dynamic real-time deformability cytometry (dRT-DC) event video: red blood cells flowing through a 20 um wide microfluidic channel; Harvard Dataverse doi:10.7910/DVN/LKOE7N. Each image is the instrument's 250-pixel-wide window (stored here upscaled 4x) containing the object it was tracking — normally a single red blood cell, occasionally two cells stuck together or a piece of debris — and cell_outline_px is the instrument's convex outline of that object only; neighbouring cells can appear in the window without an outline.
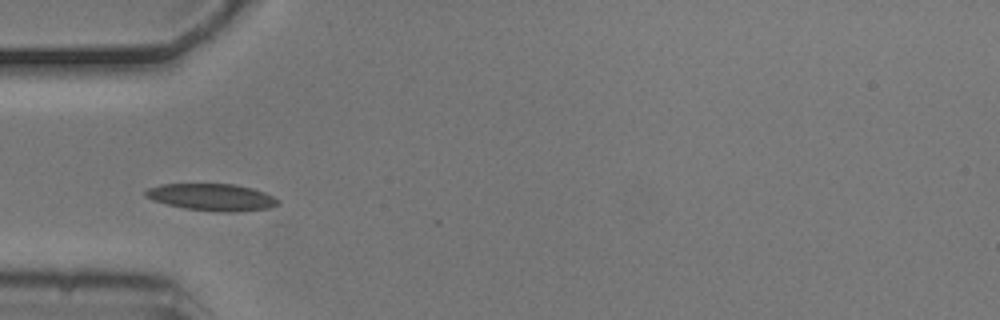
{"species": "common noctule bat (a hibernating species)", "species_latin": "Nyctalus noctula", "temperature_condition": "cold", "stored_images_in_passage": 7, "camera_frame_rate_fps": 3000, "um_per_image_px": 0.085, "animal": {"sex": "male", "body_mass_g": 20.5, "forearm_length_mm": 52.5}, "frame": {"image": 1, "passage_image": 4, "time_ms": 1.0, "image_size_px": [1000, 320], "cell_outline_px": [[280, 204], [268, 208], [236, 212], [220, 212], [184, 208], [152, 200], [144, 196], [144, 192], [148, 188], [160, 184], [236, 184], [252, 188], [264, 192], [280, 200]], "centroid_in_image_um": [18.01, 16.76], "position_along_channel_um": 67.0, "area_um2": 20.87}}
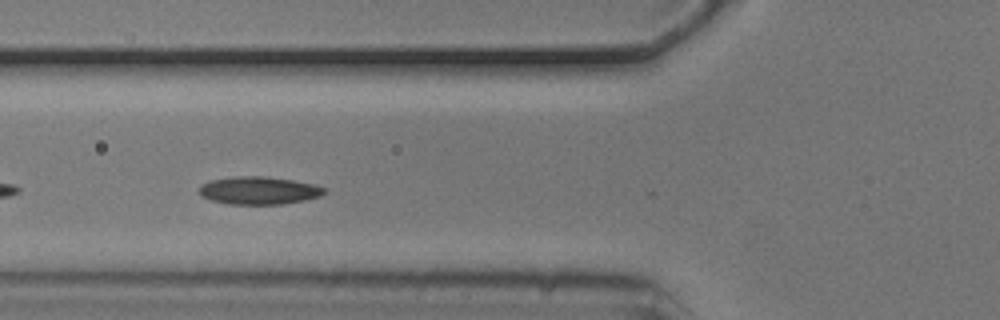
{"frame": {"image": 2, "passage_image": 5, "time_ms": 1.333, "image_size_px": [1000, 320], "cell_outline_px": [[328, 192], [320, 196], [304, 200], [284, 204], [228, 204], [212, 200], [200, 196], [200, 184], [212, 180], [236, 176], [264, 176], [292, 180], [312, 184], [324, 188]], "centroid_in_image_um": [22.0, 16.19], "position_along_channel_um": 103.8, "area_um2": 20.17}}
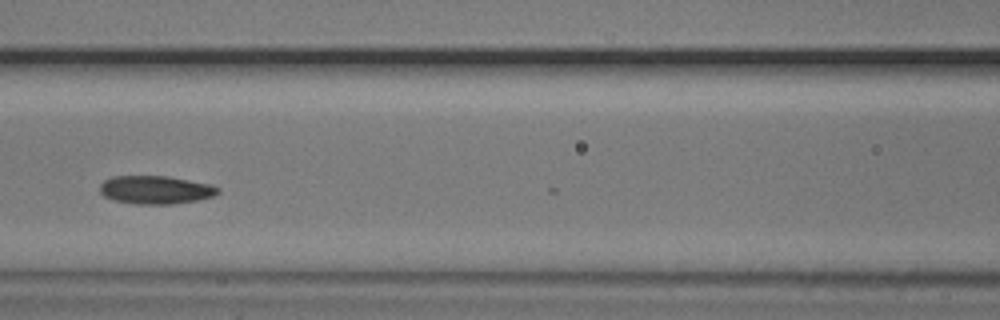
{"frame": {"image": 3, "passage_image": 6, "time_ms": 1.667, "image_size_px": [1000, 320], "cell_outline_px": [[220, 192], [212, 196], [196, 200], [172, 204], [136, 204], [112, 200], [104, 196], [100, 192], [100, 184], [104, 180], [112, 176], [168, 176], [208, 184], [220, 188]], "centroid_in_image_um": [13.18, 16.13], "position_along_channel_um": 153.4, "area_um2": 19.36}}